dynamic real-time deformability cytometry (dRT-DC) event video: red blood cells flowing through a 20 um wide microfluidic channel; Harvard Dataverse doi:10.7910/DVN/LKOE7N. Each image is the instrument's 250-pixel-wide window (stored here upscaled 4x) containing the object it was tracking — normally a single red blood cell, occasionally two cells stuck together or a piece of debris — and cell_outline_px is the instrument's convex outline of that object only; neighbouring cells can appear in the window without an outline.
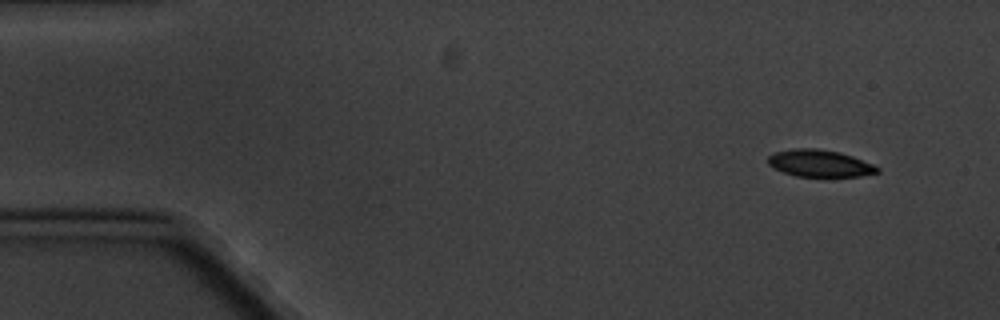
{"species": "common noctule bat (a hibernating species)", "species_latin": "Nyctalus noctula", "temperature_condition": "cold", "stored_images_in_passage": 4, "camera_frame_rate_fps": 3000, "um_per_image_px": 0.085, "animal": {"sex": "male", "body_mass_g": 20.1, "forearm_length_mm": 53.5}, "frame": {"image": 1, "passage_image": 1, "time_ms": 0.0, "image_size_px": [1000, 320], "cell_outline_px": [[880, 172], [860, 176], [796, 176], [772, 168], [768, 164], [768, 156], [772, 152], [792, 148], [816, 148], [840, 152], [852, 156], [872, 164], [880, 168]], "centroid_in_image_um": [69.64, 13.87], "position_along_channel_um": 15.4, "area_um2": 17.28}}